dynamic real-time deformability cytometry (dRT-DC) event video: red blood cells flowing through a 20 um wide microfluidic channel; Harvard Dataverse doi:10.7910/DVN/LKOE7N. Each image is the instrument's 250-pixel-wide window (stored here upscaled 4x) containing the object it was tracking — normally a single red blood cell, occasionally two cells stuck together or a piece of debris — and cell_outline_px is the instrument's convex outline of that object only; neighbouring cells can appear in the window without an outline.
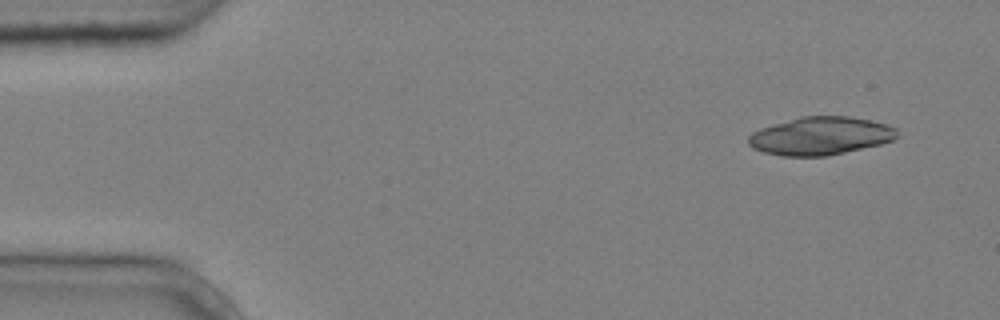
{"species": "common noctule bat (a hibernating species)", "species_latin": "Nyctalus noctula", "temperature_condition": "cold", "stored_images_in_passage": 5, "camera_frame_rate_fps": 3000, "um_per_image_px": 0.085, "animal": {"sex": "male", "body_mass_g": 20.4}, "frame": {"image": 1, "passage_image": 1, "time_ms": 0.0, "image_size_px": [1000, 320], "cell_outline_px": [[900, 136], [896, 140], [880, 144], [828, 156], [780, 156], [764, 152], [752, 148], [748, 144], [748, 136], [752, 132], [760, 128], [772, 124], [800, 116], [848, 116], [872, 120], [896, 128]], "centroid_in_image_um": [69.74, 11.55], "position_along_channel_um": 15.3, "area_um2": 33.29}}